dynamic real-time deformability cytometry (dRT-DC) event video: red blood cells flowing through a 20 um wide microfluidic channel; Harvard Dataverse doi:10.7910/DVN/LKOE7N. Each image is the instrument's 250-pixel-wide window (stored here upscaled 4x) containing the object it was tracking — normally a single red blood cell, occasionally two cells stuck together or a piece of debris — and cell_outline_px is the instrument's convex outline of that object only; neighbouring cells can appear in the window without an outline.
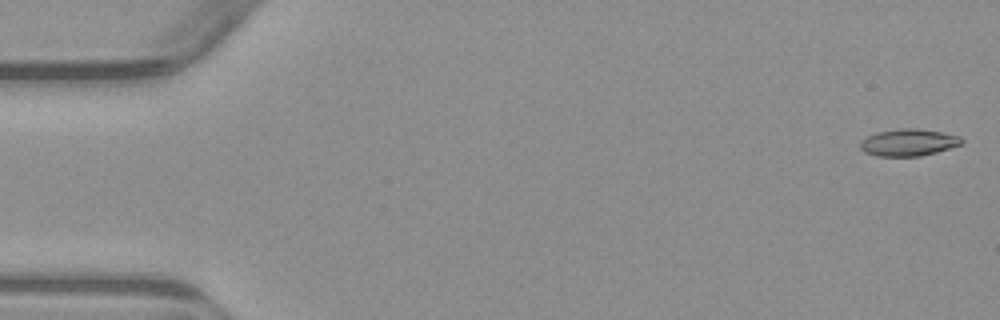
{"species": "common noctule bat (a hibernating species)", "species_latin": "Nyctalus noctula", "temperature_condition": "warm", "stored_images_in_passage": 7, "camera_frame_rate_fps": 3000, "um_per_image_px": 0.085, "animal": {"sex": "male", "body_mass_g": 23.1, "forearm_length_mm": 52.7}, "frame": {"image": 1, "passage_image": 1, "time_ms": 0.0, "image_size_px": [1000, 320], "cell_outline_px": [[964, 140], [960, 144], [936, 152], [920, 156], [876, 156], [864, 152], [860, 148], [860, 140], [876, 132], [900, 128], [916, 128], [940, 132], [960, 136]], "centroid_in_image_um": [77.17, 12.1], "position_along_channel_um": 7.8, "area_um2": 15.9}}
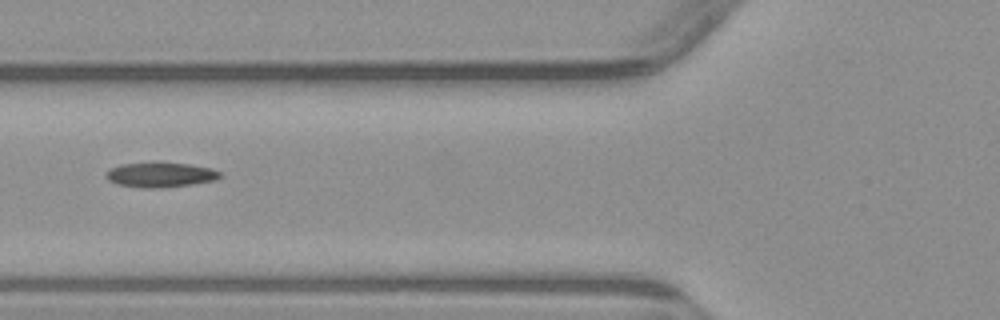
{"frame": {"image": 2, "passage_image": 6, "time_ms": 6.333, "image_size_px": [1000, 320], "cell_outline_px": [[224, 176], [216, 180], [192, 184], [160, 188], [140, 188], [116, 184], [108, 180], [104, 176], [112, 168], [120, 164], [160, 160], [188, 164], [212, 168], [224, 172]], "centroid_in_image_um": [13.68, 14.83], "position_along_channel_um": 112.1, "area_um2": 17.28}}
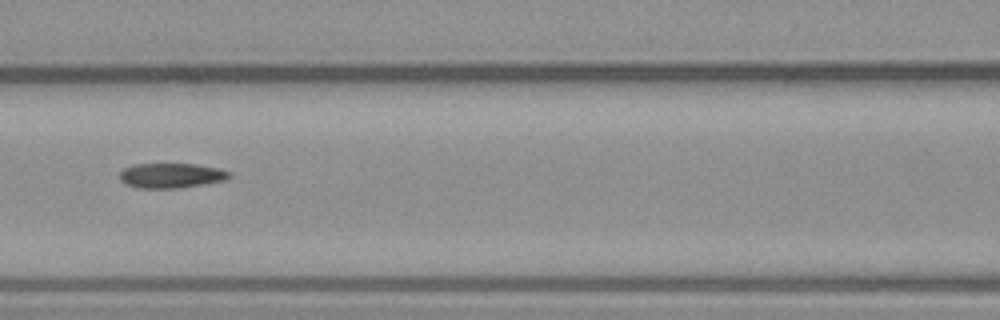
{"frame": {"image": 3, "passage_image": 7, "time_ms": 7.333, "image_size_px": [1000, 320], "cell_outline_px": [[232, 176], [224, 180], [204, 184], [180, 188], [140, 188], [124, 184], [120, 180], [120, 172], [124, 168], [132, 164], [196, 164], [220, 168], [232, 172]], "centroid_in_image_um": [14.57, 14.92], "position_along_channel_um": 152.0, "area_um2": 16.07}}